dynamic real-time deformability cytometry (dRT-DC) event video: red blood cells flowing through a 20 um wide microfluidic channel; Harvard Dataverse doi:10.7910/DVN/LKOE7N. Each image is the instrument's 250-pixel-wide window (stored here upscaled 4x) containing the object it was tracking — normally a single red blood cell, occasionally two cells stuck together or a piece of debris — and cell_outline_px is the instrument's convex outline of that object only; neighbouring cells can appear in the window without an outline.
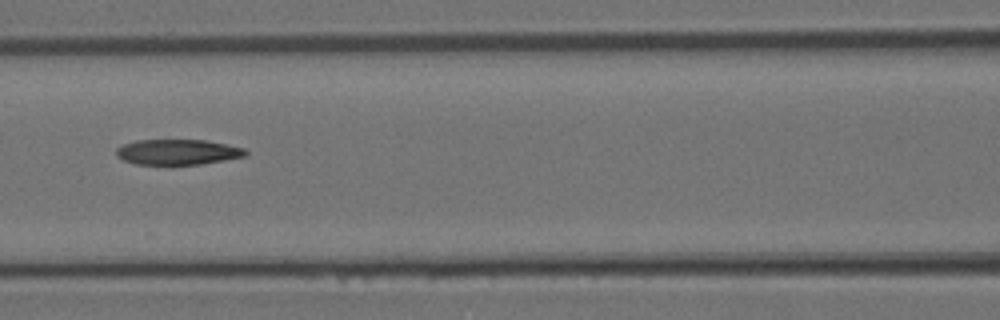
{"species": "Egyptian fruit bat (a non-hibernating species)", "species_latin": "Rousettus aegyptiacus", "temperature_condition": "room temperature", "stored_images_in_passage": 5, "camera_frame_rate_fps": 3000, "um_per_image_px": 0.085, "animal": {"sex": "female"}, "frame": {"image": 1, "passage_image": 5, "time_ms": 1.333, "image_size_px": [1000, 320], "cell_outline_px": [[248, 156], [200, 164], [136, 164], [124, 160], [116, 156], [116, 148], [124, 144], [136, 140], [204, 140], [244, 148], [248, 152]], "centroid_in_image_um": [15.1, 12.92], "position_along_channel_um": 151.5, "area_um2": 19.02}}